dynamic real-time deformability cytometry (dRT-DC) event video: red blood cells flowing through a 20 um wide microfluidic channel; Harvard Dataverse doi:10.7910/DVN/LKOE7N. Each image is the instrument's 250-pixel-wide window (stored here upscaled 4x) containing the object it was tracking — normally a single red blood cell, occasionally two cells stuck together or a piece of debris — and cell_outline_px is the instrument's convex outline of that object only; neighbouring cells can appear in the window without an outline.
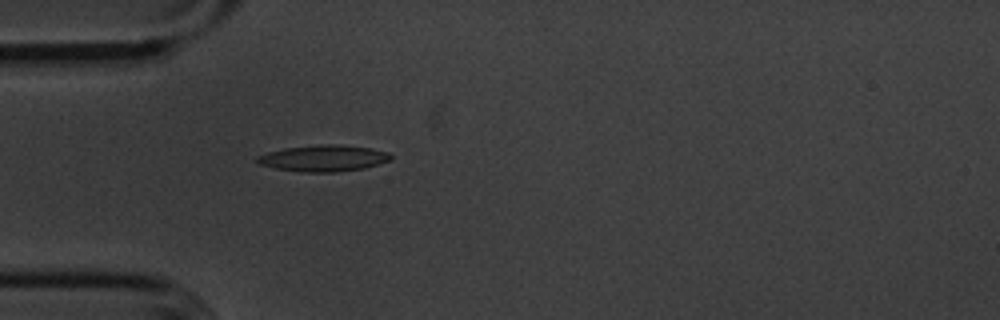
{"species": "common noctule bat (a hibernating species)", "species_latin": "Nyctalus noctula", "temperature_condition": "cold", "stored_images_in_passage": 40, "camera_frame_rate_fps": 3000, "um_per_image_px": 0.085, "animal": {"sex": "male", "body_mass_g": 20.1, "forearm_length_mm": 53.5}, "frame": {"image": 1, "passage_image": 1, "time_ms": 0.0, "image_size_px": [1000, 320], "cell_outline_px": [[392, 160], [364, 168], [336, 172], [304, 172], [276, 168], [260, 164], [256, 160], [256, 156], [268, 152], [284, 148], [320, 144], [336, 144], [372, 148], [388, 152], [392, 156]], "centroid_in_image_um": [27.52, 13.44], "position_along_channel_um": 57.5, "area_um2": 20.52}}
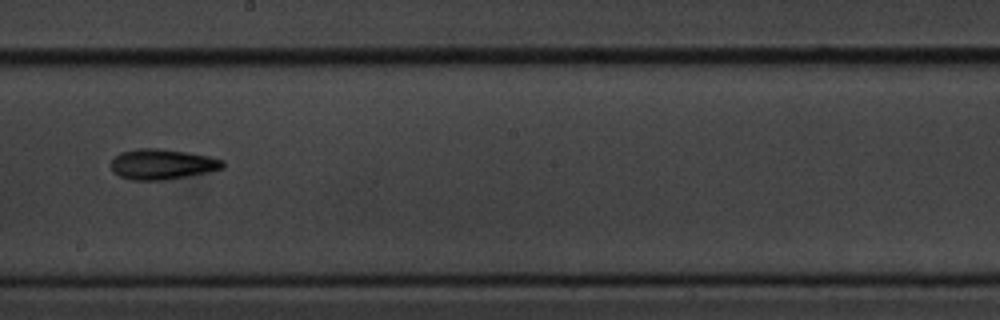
{"frame": {"image": 2, "passage_image": 16, "time_ms": 5.0, "image_size_px": [1000, 320], "cell_outline_px": [[224, 168], [208, 172], [164, 180], [132, 180], [120, 176], [112, 172], [112, 160], [120, 152], [136, 148], [156, 148], [184, 152], [208, 156], [224, 160]], "centroid_in_image_um": [13.77, 13.96], "position_along_channel_um": 234.4, "area_um2": 19.65}}
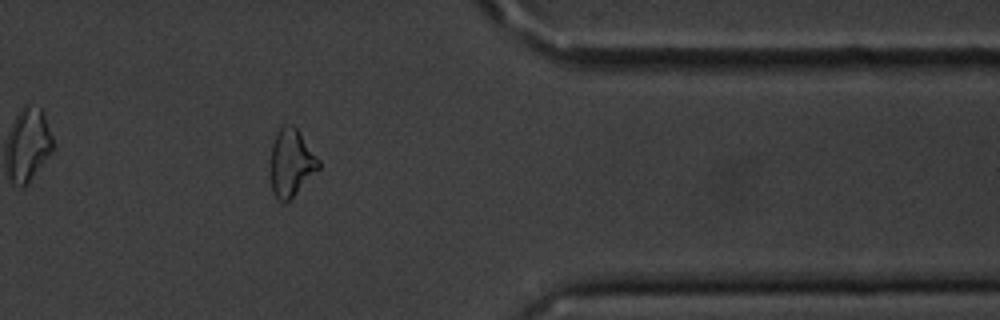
{"frame": {"image": 3, "passage_image": 30, "time_ms": 9.667, "image_size_px": [1000, 320], "cell_outline_px": [[320, 168], [284, 204], [276, 200], [272, 192], [272, 144], [276, 132], [284, 124], [292, 124], [300, 132], [320, 160]], "centroid_in_image_um": [24.76, 13.82], "position_along_channel_um": 386.6, "area_um2": 18.67}, "authors_computed_cell_mechanics": {"area_um2": 19.2474, "velocity_mm_per_s": 3.61, "shape_relaxation_time_tau1_ms": 2.3239, "shape_relaxation_time_tau2_ms": 4.6128, "deformation_change_tau1": 0.1122, "deformation_change_tau2": 0.1373}}